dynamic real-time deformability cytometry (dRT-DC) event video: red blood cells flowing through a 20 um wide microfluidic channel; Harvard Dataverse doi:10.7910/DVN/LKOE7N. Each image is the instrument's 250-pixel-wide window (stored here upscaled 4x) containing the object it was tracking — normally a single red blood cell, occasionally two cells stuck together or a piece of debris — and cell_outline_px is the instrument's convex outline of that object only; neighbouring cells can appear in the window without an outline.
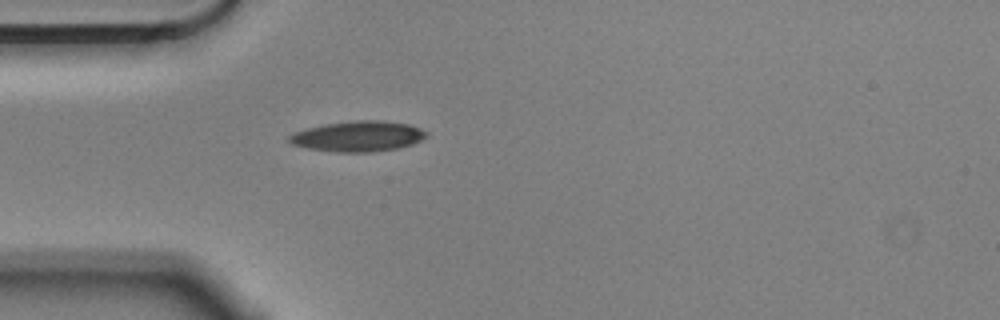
{"species": "Egyptian fruit bat (a non-hibernating species)", "species_latin": "Rousettus aegyptiacus", "temperature_condition": "cold", "stored_images_in_passage": 1, "camera_frame_rate_fps": 3000, "um_per_image_px": 0.085, "animal": {"sex": "male"}, "frame": {"image": 1, "passage_image": 1, "time_ms": 0.0, "image_size_px": [1000, 320], "cell_outline_px": [[428, 136], [412, 144], [400, 148], [372, 152], [336, 152], [308, 148], [292, 144], [284, 140], [288, 136], [296, 132], [308, 128], [324, 124], [356, 120], [376, 120], [408, 124], [420, 128], [428, 132]], "centroid_in_image_um": [30.43, 11.59], "position_along_channel_um": 54.6, "area_um2": 24.39}}